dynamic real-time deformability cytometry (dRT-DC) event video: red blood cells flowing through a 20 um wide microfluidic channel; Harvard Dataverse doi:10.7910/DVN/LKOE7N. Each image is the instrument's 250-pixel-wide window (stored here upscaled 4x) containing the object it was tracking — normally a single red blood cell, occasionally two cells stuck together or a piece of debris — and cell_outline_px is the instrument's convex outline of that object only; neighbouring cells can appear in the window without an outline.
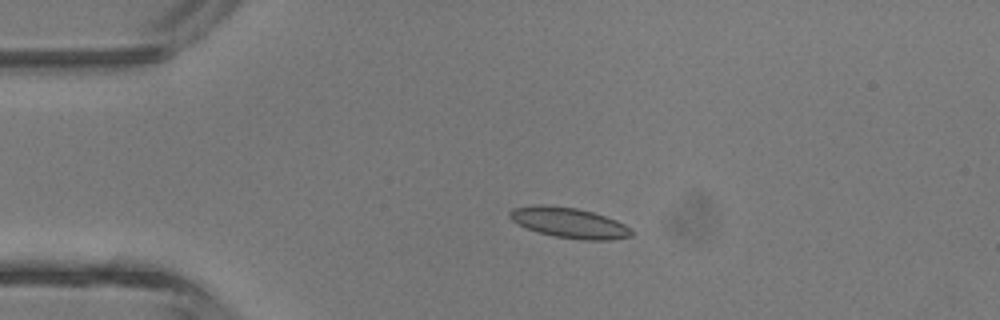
{"species": "common noctule bat (a hibernating species)", "species_latin": "Nyctalus noctula", "temperature_condition": "room temperature", "stored_images_in_passage": 2, "camera_frame_rate_fps": 3000, "um_per_image_px": 0.085, "animal": {"sex": "male", "body_mass_g": 13.3}, "frame": {"image": 1, "passage_image": 2, "time_ms": 1.0, "image_size_px": [1000, 320], "cell_outline_px": [[632, 236], [612, 240], [584, 240], [552, 236], [528, 228], [512, 220], [508, 216], [508, 212], [512, 208], [536, 204], [540, 204], [576, 208], [592, 212], [616, 220], [632, 228]], "centroid_in_image_um": [48.39, 18.93], "position_along_channel_um": 36.6, "area_um2": 21.5}}